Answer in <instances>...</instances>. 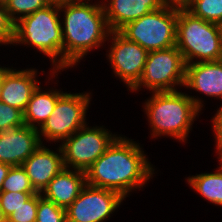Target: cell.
I'll use <instances>...</instances> for the list:
<instances>
[{
  "label": "cell",
  "mask_w": 222,
  "mask_h": 222,
  "mask_svg": "<svg viewBox=\"0 0 222 222\" xmlns=\"http://www.w3.org/2000/svg\"><path fill=\"white\" fill-rule=\"evenodd\" d=\"M190 0H160L165 6H172L177 8H185Z\"/></svg>",
  "instance_id": "f1b7e54d"
},
{
  "label": "cell",
  "mask_w": 222,
  "mask_h": 222,
  "mask_svg": "<svg viewBox=\"0 0 222 222\" xmlns=\"http://www.w3.org/2000/svg\"><path fill=\"white\" fill-rule=\"evenodd\" d=\"M84 1V2H83ZM80 0L60 6L63 34V71L80 63L90 51L100 49L111 32L102 2Z\"/></svg>",
  "instance_id": "7a4b0ae2"
},
{
  "label": "cell",
  "mask_w": 222,
  "mask_h": 222,
  "mask_svg": "<svg viewBox=\"0 0 222 222\" xmlns=\"http://www.w3.org/2000/svg\"><path fill=\"white\" fill-rule=\"evenodd\" d=\"M183 87L222 101V65L218 61L187 64Z\"/></svg>",
  "instance_id": "9a60e30c"
},
{
  "label": "cell",
  "mask_w": 222,
  "mask_h": 222,
  "mask_svg": "<svg viewBox=\"0 0 222 222\" xmlns=\"http://www.w3.org/2000/svg\"><path fill=\"white\" fill-rule=\"evenodd\" d=\"M178 8L163 5L122 27L118 32L127 40L150 51L176 46Z\"/></svg>",
  "instance_id": "8992f818"
},
{
  "label": "cell",
  "mask_w": 222,
  "mask_h": 222,
  "mask_svg": "<svg viewBox=\"0 0 222 222\" xmlns=\"http://www.w3.org/2000/svg\"><path fill=\"white\" fill-rule=\"evenodd\" d=\"M37 74L35 68L17 70L8 67L2 74L0 101L24 112L33 91L41 84Z\"/></svg>",
  "instance_id": "4fadbf2b"
},
{
  "label": "cell",
  "mask_w": 222,
  "mask_h": 222,
  "mask_svg": "<svg viewBox=\"0 0 222 222\" xmlns=\"http://www.w3.org/2000/svg\"><path fill=\"white\" fill-rule=\"evenodd\" d=\"M218 62L222 65V46H221V51H220Z\"/></svg>",
  "instance_id": "e575fe53"
},
{
  "label": "cell",
  "mask_w": 222,
  "mask_h": 222,
  "mask_svg": "<svg viewBox=\"0 0 222 222\" xmlns=\"http://www.w3.org/2000/svg\"><path fill=\"white\" fill-rule=\"evenodd\" d=\"M38 209V193L7 217V222H35Z\"/></svg>",
  "instance_id": "484cf974"
},
{
  "label": "cell",
  "mask_w": 222,
  "mask_h": 222,
  "mask_svg": "<svg viewBox=\"0 0 222 222\" xmlns=\"http://www.w3.org/2000/svg\"><path fill=\"white\" fill-rule=\"evenodd\" d=\"M1 91H2V76L0 78V94H1Z\"/></svg>",
  "instance_id": "d590c367"
},
{
  "label": "cell",
  "mask_w": 222,
  "mask_h": 222,
  "mask_svg": "<svg viewBox=\"0 0 222 222\" xmlns=\"http://www.w3.org/2000/svg\"><path fill=\"white\" fill-rule=\"evenodd\" d=\"M212 117V128L215 140H222V104Z\"/></svg>",
  "instance_id": "83f0119b"
},
{
  "label": "cell",
  "mask_w": 222,
  "mask_h": 222,
  "mask_svg": "<svg viewBox=\"0 0 222 222\" xmlns=\"http://www.w3.org/2000/svg\"><path fill=\"white\" fill-rule=\"evenodd\" d=\"M102 5L111 31L163 6L160 0H102Z\"/></svg>",
  "instance_id": "2e32d148"
},
{
  "label": "cell",
  "mask_w": 222,
  "mask_h": 222,
  "mask_svg": "<svg viewBox=\"0 0 222 222\" xmlns=\"http://www.w3.org/2000/svg\"><path fill=\"white\" fill-rule=\"evenodd\" d=\"M185 73L186 63L176 46L150 51L142 76L130 91L136 92L141 88L150 93L178 91V86H184Z\"/></svg>",
  "instance_id": "52a82bcc"
},
{
  "label": "cell",
  "mask_w": 222,
  "mask_h": 222,
  "mask_svg": "<svg viewBox=\"0 0 222 222\" xmlns=\"http://www.w3.org/2000/svg\"><path fill=\"white\" fill-rule=\"evenodd\" d=\"M45 90H42L39 84L33 91L24 111L25 125L38 130L43 126L48 117L52 115L58 98L64 93V91L51 87Z\"/></svg>",
  "instance_id": "ac0fdd59"
},
{
  "label": "cell",
  "mask_w": 222,
  "mask_h": 222,
  "mask_svg": "<svg viewBox=\"0 0 222 222\" xmlns=\"http://www.w3.org/2000/svg\"><path fill=\"white\" fill-rule=\"evenodd\" d=\"M8 67H2L1 65H0V78H1V76H2V74L6 71V69H7Z\"/></svg>",
  "instance_id": "836d02e7"
},
{
  "label": "cell",
  "mask_w": 222,
  "mask_h": 222,
  "mask_svg": "<svg viewBox=\"0 0 222 222\" xmlns=\"http://www.w3.org/2000/svg\"><path fill=\"white\" fill-rule=\"evenodd\" d=\"M217 168L216 172L200 173L186 179L196 193L210 203L222 207V166L219 165Z\"/></svg>",
  "instance_id": "d6986e66"
},
{
  "label": "cell",
  "mask_w": 222,
  "mask_h": 222,
  "mask_svg": "<svg viewBox=\"0 0 222 222\" xmlns=\"http://www.w3.org/2000/svg\"><path fill=\"white\" fill-rule=\"evenodd\" d=\"M185 9L205 21L222 22V0H190Z\"/></svg>",
  "instance_id": "ffe728a7"
},
{
  "label": "cell",
  "mask_w": 222,
  "mask_h": 222,
  "mask_svg": "<svg viewBox=\"0 0 222 222\" xmlns=\"http://www.w3.org/2000/svg\"><path fill=\"white\" fill-rule=\"evenodd\" d=\"M58 6L48 5L19 19L14 25L12 45L32 47L52 62L51 78L63 71V34Z\"/></svg>",
  "instance_id": "277c9868"
},
{
  "label": "cell",
  "mask_w": 222,
  "mask_h": 222,
  "mask_svg": "<svg viewBox=\"0 0 222 222\" xmlns=\"http://www.w3.org/2000/svg\"><path fill=\"white\" fill-rule=\"evenodd\" d=\"M15 23L10 19L5 2L0 1V46L12 45Z\"/></svg>",
  "instance_id": "4316f807"
},
{
  "label": "cell",
  "mask_w": 222,
  "mask_h": 222,
  "mask_svg": "<svg viewBox=\"0 0 222 222\" xmlns=\"http://www.w3.org/2000/svg\"><path fill=\"white\" fill-rule=\"evenodd\" d=\"M41 144L38 129L27 125L0 131V162L22 166Z\"/></svg>",
  "instance_id": "7c38bea8"
},
{
  "label": "cell",
  "mask_w": 222,
  "mask_h": 222,
  "mask_svg": "<svg viewBox=\"0 0 222 222\" xmlns=\"http://www.w3.org/2000/svg\"><path fill=\"white\" fill-rule=\"evenodd\" d=\"M148 160L140 143L119 134L85 171L86 184L114 190L126 198L154 177L155 167Z\"/></svg>",
  "instance_id": "6da1fadb"
},
{
  "label": "cell",
  "mask_w": 222,
  "mask_h": 222,
  "mask_svg": "<svg viewBox=\"0 0 222 222\" xmlns=\"http://www.w3.org/2000/svg\"><path fill=\"white\" fill-rule=\"evenodd\" d=\"M215 145H216V153L217 155H219L217 158H218V162H219V165L222 166V140H215Z\"/></svg>",
  "instance_id": "1f68e13d"
},
{
  "label": "cell",
  "mask_w": 222,
  "mask_h": 222,
  "mask_svg": "<svg viewBox=\"0 0 222 222\" xmlns=\"http://www.w3.org/2000/svg\"><path fill=\"white\" fill-rule=\"evenodd\" d=\"M37 192H0V206L2 208L4 216L7 218L15 209L22 206L27 200H29Z\"/></svg>",
  "instance_id": "cb8c5ba5"
},
{
  "label": "cell",
  "mask_w": 222,
  "mask_h": 222,
  "mask_svg": "<svg viewBox=\"0 0 222 222\" xmlns=\"http://www.w3.org/2000/svg\"><path fill=\"white\" fill-rule=\"evenodd\" d=\"M57 150L41 144L22 164L30 182L37 193L47 187L49 182L65 167L61 147Z\"/></svg>",
  "instance_id": "5bb4252c"
},
{
  "label": "cell",
  "mask_w": 222,
  "mask_h": 222,
  "mask_svg": "<svg viewBox=\"0 0 222 222\" xmlns=\"http://www.w3.org/2000/svg\"><path fill=\"white\" fill-rule=\"evenodd\" d=\"M35 222H67L66 211L38 193V209Z\"/></svg>",
  "instance_id": "603a6c76"
},
{
  "label": "cell",
  "mask_w": 222,
  "mask_h": 222,
  "mask_svg": "<svg viewBox=\"0 0 222 222\" xmlns=\"http://www.w3.org/2000/svg\"><path fill=\"white\" fill-rule=\"evenodd\" d=\"M222 46L219 24L178 8L176 47L187 64L218 61Z\"/></svg>",
  "instance_id": "5b68a950"
},
{
  "label": "cell",
  "mask_w": 222,
  "mask_h": 222,
  "mask_svg": "<svg viewBox=\"0 0 222 222\" xmlns=\"http://www.w3.org/2000/svg\"><path fill=\"white\" fill-rule=\"evenodd\" d=\"M105 126L86 124L59 144L66 168L86 171L118 137Z\"/></svg>",
  "instance_id": "9c48e42d"
},
{
  "label": "cell",
  "mask_w": 222,
  "mask_h": 222,
  "mask_svg": "<svg viewBox=\"0 0 222 222\" xmlns=\"http://www.w3.org/2000/svg\"><path fill=\"white\" fill-rule=\"evenodd\" d=\"M125 198L111 189L86 184L65 209L67 222H105Z\"/></svg>",
  "instance_id": "30bf717a"
},
{
  "label": "cell",
  "mask_w": 222,
  "mask_h": 222,
  "mask_svg": "<svg viewBox=\"0 0 222 222\" xmlns=\"http://www.w3.org/2000/svg\"><path fill=\"white\" fill-rule=\"evenodd\" d=\"M91 92H64L57 100L52 115L38 130L40 140L62 143L88 122L86 113L92 99ZM43 137V139H42Z\"/></svg>",
  "instance_id": "ba28073f"
},
{
  "label": "cell",
  "mask_w": 222,
  "mask_h": 222,
  "mask_svg": "<svg viewBox=\"0 0 222 222\" xmlns=\"http://www.w3.org/2000/svg\"><path fill=\"white\" fill-rule=\"evenodd\" d=\"M4 2L8 15L14 23L49 5L47 0H5Z\"/></svg>",
  "instance_id": "7402d4cb"
},
{
  "label": "cell",
  "mask_w": 222,
  "mask_h": 222,
  "mask_svg": "<svg viewBox=\"0 0 222 222\" xmlns=\"http://www.w3.org/2000/svg\"><path fill=\"white\" fill-rule=\"evenodd\" d=\"M1 191L36 192L22 166H12L3 181Z\"/></svg>",
  "instance_id": "44dd1931"
},
{
  "label": "cell",
  "mask_w": 222,
  "mask_h": 222,
  "mask_svg": "<svg viewBox=\"0 0 222 222\" xmlns=\"http://www.w3.org/2000/svg\"><path fill=\"white\" fill-rule=\"evenodd\" d=\"M23 125L24 112L0 101V131Z\"/></svg>",
  "instance_id": "d4e9b609"
},
{
  "label": "cell",
  "mask_w": 222,
  "mask_h": 222,
  "mask_svg": "<svg viewBox=\"0 0 222 222\" xmlns=\"http://www.w3.org/2000/svg\"><path fill=\"white\" fill-rule=\"evenodd\" d=\"M0 222H7V218L4 216L1 206H0Z\"/></svg>",
  "instance_id": "d6a6232c"
},
{
  "label": "cell",
  "mask_w": 222,
  "mask_h": 222,
  "mask_svg": "<svg viewBox=\"0 0 222 222\" xmlns=\"http://www.w3.org/2000/svg\"><path fill=\"white\" fill-rule=\"evenodd\" d=\"M219 27H220L221 37H222V22L219 24Z\"/></svg>",
  "instance_id": "8d00e7d4"
},
{
  "label": "cell",
  "mask_w": 222,
  "mask_h": 222,
  "mask_svg": "<svg viewBox=\"0 0 222 222\" xmlns=\"http://www.w3.org/2000/svg\"><path fill=\"white\" fill-rule=\"evenodd\" d=\"M49 5H54V6H64V5H68L70 3H75L78 2L80 0H47Z\"/></svg>",
  "instance_id": "4dcf8cb0"
},
{
  "label": "cell",
  "mask_w": 222,
  "mask_h": 222,
  "mask_svg": "<svg viewBox=\"0 0 222 222\" xmlns=\"http://www.w3.org/2000/svg\"><path fill=\"white\" fill-rule=\"evenodd\" d=\"M107 42H111L106 58L112 71L130 91L142 76L149 52L139 44L127 40L118 31H111Z\"/></svg>",
  "instance_id": "8fae6325"
},
{
  "label": "cell",
  "mask_w": 222,
  "mask_h": 222,
  "mask_svg": "<svg viewBox=\"0 0 222 222\" xmlns=\"http://www.w3.org/2000/svg\"><path fill=\"white\" fill-rule=\"evenodd\" d=\"M10 168H11L10 165L0 162V192H1L2 185H3V181L6 178Z\"/></svg>",
  "instance_id": "f546056e"
},
{
  "label": "cell",
  "mask_w": 222,
  "mask_h": 222,
  "mask_svg": "<svg viewBox=\"0 0 222 222\" xmlns=\"http://www.w3.org/2000/svg\"><path fill=\"white\" fill-rule=\"evenodd\" d=\"M151 95L142 107L152 138L166 136L187 143L193 123L205 104L202 97L200 99L180 90L153 92Z\"/></svg>",
  "instance_id": "3957f363"
},
{
  "label": "cell",
  "mask_w": 222,
  "mask_h": 222,
  "mask_svg": "<svg viewBox=\"0 0 222 222\" xmlns=\"http://www.w3.org/2000/svg\"><path fill=\"white\" fill-rule=\"evenodd\" d=\"M86 185L84 171L64 167L42 191L41 195L66 209Z\"/></svg>",
  "instance_id": "e0dca14e"
}]
</instances>
